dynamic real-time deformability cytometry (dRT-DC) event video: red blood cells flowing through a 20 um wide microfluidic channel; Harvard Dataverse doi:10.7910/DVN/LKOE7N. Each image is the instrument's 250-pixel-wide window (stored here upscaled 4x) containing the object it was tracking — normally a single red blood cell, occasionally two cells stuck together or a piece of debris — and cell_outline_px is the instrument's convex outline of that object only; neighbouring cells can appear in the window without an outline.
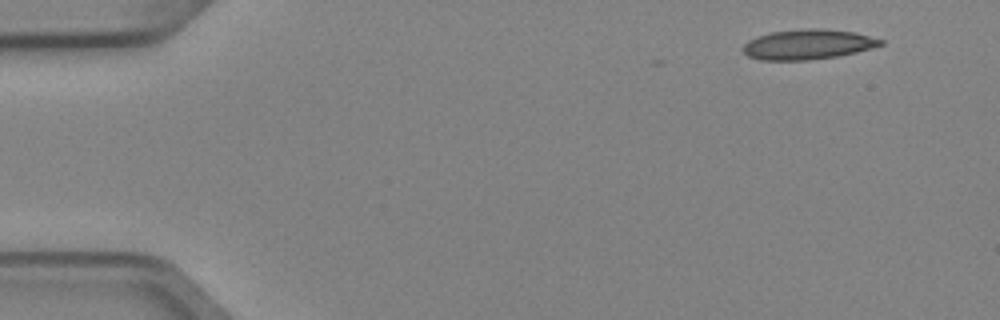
{"species": "Egyptian fruit bat (a non-hibernating species)", "species_latin": "Rousettus aegyptiacus", "temperature_condition": "cold", "stored_images_in_passage": 4, "camera_frame_rate_fps": 3000, "um_per_image_px": 0.085, "animal": {"sex": "female"}, "frame": {"image": 1, "passage_image": 1, "time_ms": 0.0, "image_size_px": [1000, 320], "cell_outline_px": [[884, 44], [872, 48], [840, 56], [808, 60], [760, 60], [748, 56], [740, 48], [748, 40], [756, 36], [768, 32], [808, 28], [824, 28], [856, 32], [884, 40]], "centroid_in_image_um": [68.66, 3.77], "position_along_channel_um": 16.3, "area_um2": 24.45}}
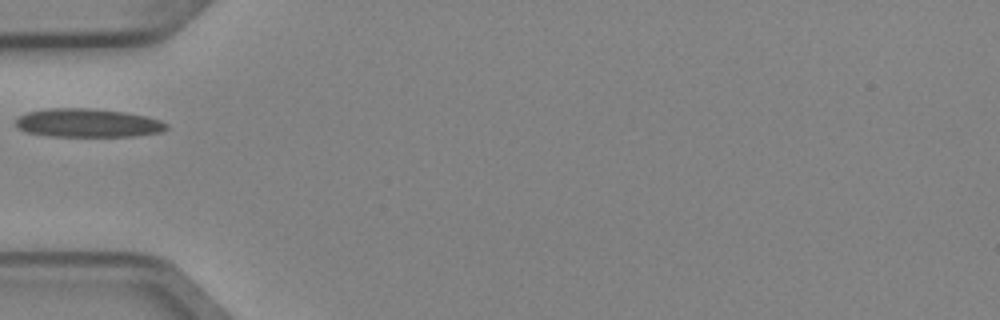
{"frame": {"image": 2, "passage_image": 4, "time_ms": 1.0, "image_size_px": [1000, 320], "cell_outline_px": [[168, 128], [160, 132], [136, 136], [48, 136], [28, 132], [16, 128], [12, 120], [16, 116], [28, 112], [44, 108], [92, 108], [124, 112], [148, 116], [160, 120], [168, 124]], "centroid_in_image_um": [7.4, 10.44], "position_along_channel_um": 77.6, "area_um2": 25.49}}